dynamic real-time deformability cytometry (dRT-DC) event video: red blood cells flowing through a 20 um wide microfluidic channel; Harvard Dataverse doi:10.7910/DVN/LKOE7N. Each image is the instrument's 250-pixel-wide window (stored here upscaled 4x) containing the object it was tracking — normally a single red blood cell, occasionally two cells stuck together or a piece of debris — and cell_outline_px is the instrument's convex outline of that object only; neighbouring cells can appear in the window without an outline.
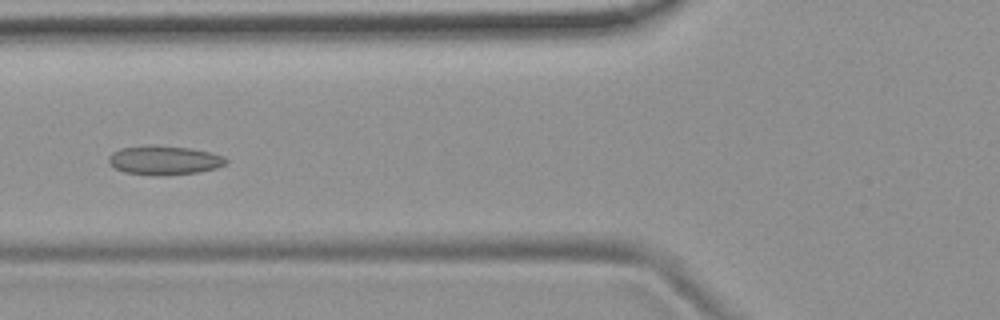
{"species": "common noctule bat (a hibernating species)", "species_latin": "Nyctalus noctula", "temperature_condition": "room temperature", "stored_images_in_passage": 41, "camera_frame_rate_fps": 3000, "um_per_image_px": 0.085, "animal": {"sex": "female", "body_mass_g": 19.9}, "frame": {"image": 1, "passage_image": 12, "time_ms": 3.667, "image_size_px": [1000, 320], "cell_outline_px": [[228, 164], [216, 168], [200, 172], [164, 176], [160, 176], [124, 172], [116, 168], [108, 160], [108, 156], [112, 152], [120, 148], [148, 144], [152, 144], [192, 148], [212, 152], [224, 156], [228, 160]], "centroid_in_image_um": [14.0, 13.61], "position_along_channel_um": 111.8, "area_um2": 20.35}, "authors_computed_cell_mechanics": {"area_um2": 19.074, "velocity_mm_per_s": 3.7234, "shape_relaxation_time_tau1_ms": null, "shape_relaxation_time_tau2_ms": 2.2862, "deformation_change_tau1": null, "deformation_change_tau2": 0.0777}}